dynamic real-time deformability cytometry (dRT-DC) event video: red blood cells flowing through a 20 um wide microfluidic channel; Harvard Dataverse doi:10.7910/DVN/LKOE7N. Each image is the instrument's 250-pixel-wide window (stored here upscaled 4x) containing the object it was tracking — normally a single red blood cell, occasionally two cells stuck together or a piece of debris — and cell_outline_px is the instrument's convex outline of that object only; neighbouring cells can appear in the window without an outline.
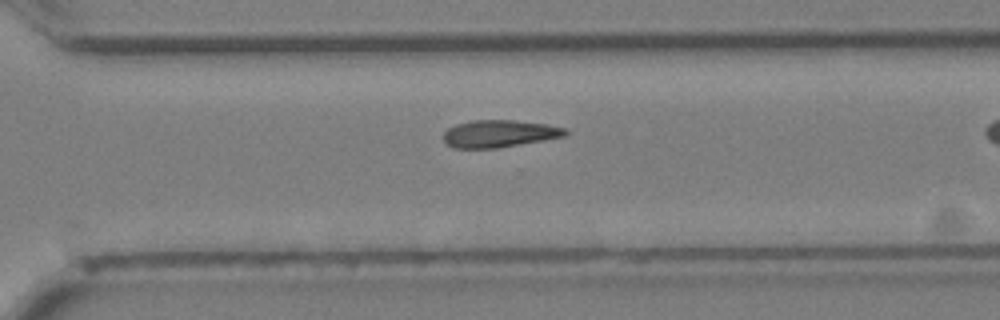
{"species": "Egyptian fruit bat (a non-hibernating species)", "species_latin": "Rousettus aegyptiacus", "temperature_condition": "cold", "stored_images_in_passage": 21, "camera_frame_rate_fps": 3000, "um_per_image_px": 0.085, "animal": {"sex": "female"}, "frame": {"image": 1, "passage_image": 18, "time_ms": 5.667, "image_size_px": [1000, 320], "cell_outline_px": [[568, 132], [564, 136], [544, 140], [496, 148], [452, 148], [444, 140], [444, 132], [448, 128], [456, 124], [472, 120], [516, 120], [544, 124], [564, 128]], "centroid_in_image_um": [42.41, 11.36], "position_along_channel_um": 328.2, "area_um2": 19.19}}